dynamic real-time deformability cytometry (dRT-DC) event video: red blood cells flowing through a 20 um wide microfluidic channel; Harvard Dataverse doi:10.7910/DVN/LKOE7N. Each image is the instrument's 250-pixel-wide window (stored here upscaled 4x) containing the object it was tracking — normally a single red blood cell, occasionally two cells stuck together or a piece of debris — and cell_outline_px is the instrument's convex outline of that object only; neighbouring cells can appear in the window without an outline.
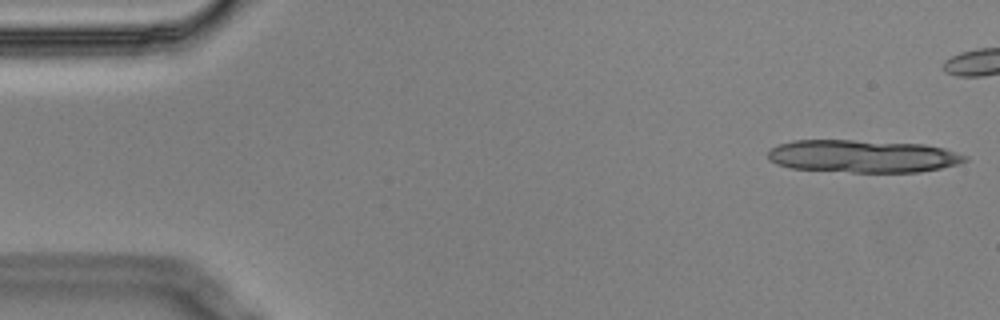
{"species": "Egyptian fruit bat (a non-hibernating species)", "species_latin": "Rousettus aegyptiacus", "temperature_condition": "cold", "stored_images_in_passage": 6, "camera_frame_rate_fps": 3000, "um_per_image_px": 0.085, "animal": {"sex": "male"}, "frame": {"image": 1, "passage_image": 1, "time_ms": 0.0, "image_size_px": [1000, 320], "cell_outline_px": [[968, 160], [956, 164], [940, 168], [920, 172], [852, 172], [792, 168], [776, 164], [768, 160], [768, 152], [772, 148], [780, 144], [792, 140], [852, 140], [924, 144], [944, 148], [968, 156]], "centroid_in_image_um": [73.33, 13.27], "position_along_channel_um": 11.7, "area_um2": 37.45}}